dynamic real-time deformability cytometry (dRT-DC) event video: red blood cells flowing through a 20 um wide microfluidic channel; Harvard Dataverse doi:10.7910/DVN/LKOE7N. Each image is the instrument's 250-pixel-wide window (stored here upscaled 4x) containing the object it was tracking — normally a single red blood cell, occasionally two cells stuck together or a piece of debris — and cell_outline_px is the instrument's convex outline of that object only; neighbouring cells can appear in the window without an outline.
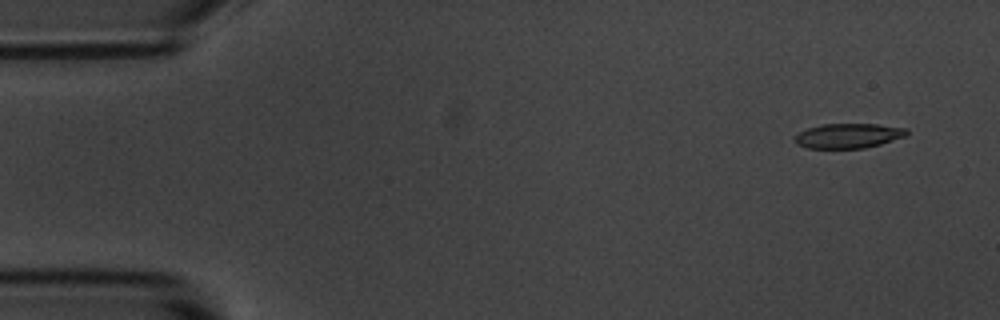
{"species": "common noctule bat (a hibernating species)", "species_latin": "Nyctalus noctula", "temperature_condition": "room temperature", "stored_images_in_passage": 6, "camera_frame_rate_fps": 3000, "um_per_image_px": 0.085, "animal": {"sex": "male", "body_mass_g": 20.1, "forearm_length_mm": 53.5}, "frame": {"image": 1, "passage_image": 1, "time_ms": 0.0, "image_size_px": [1000, 320], "cell_outline_px": [[908, 136], [880, 144], [864, 148], [808, 148], [796, 144], [796, 136], [800, 132], [808, 128], [824, 124], [876, 124], [908, 128]], "centroid_in_image_um": [72.17, 11.54], "position_along_channel_um": 12.8, "area_um2": 16.07}}
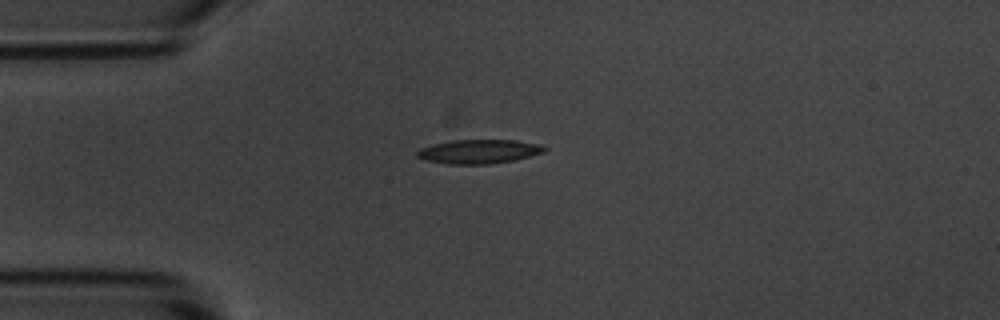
{"frame": {"image": 2, "passage_image": 4, "time_ms": 3.333, "image_size_px": [1000, 320], "cell_outline_px": [[548, 148], [544, 152], [512, 160], [488, 164], [448, 164], [424, 160], [416, 156], [416, 152], [420, 148], [432, 144], [452, 140], [516, 140], [544, 144]], "centroid_in_image_um": [40.7, 12.87], "position_along_channel_um": 44.3, "area_um2": 17.92}}
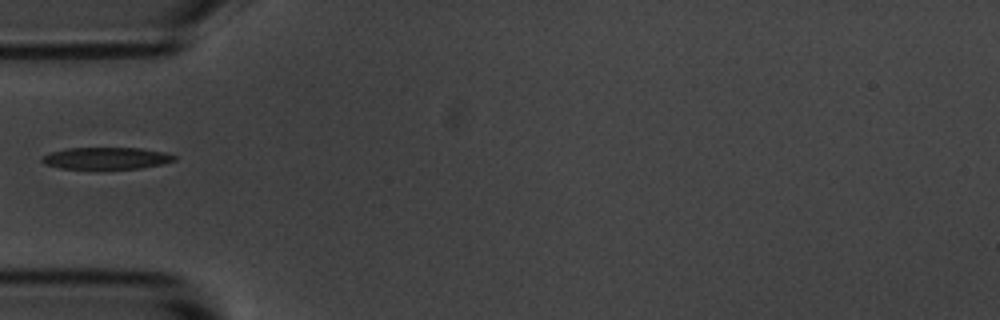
{"frame": {"image": 3, "passage_image": 5, "time_ms": 4.667, "image_size_px": [1000, 320], "cell_outline_px": [[176, 160], [160, 164], [140, 168], [60, 168], [44, 164], [40, 160], [40, 156], [52, 152], [68, 148], [140, 148], [164, 152], [176, 156]], "centroid_in_image_um": [9.0, 13.44], "position_along_channel_um": 76.0, "area_um2": 16.65}}